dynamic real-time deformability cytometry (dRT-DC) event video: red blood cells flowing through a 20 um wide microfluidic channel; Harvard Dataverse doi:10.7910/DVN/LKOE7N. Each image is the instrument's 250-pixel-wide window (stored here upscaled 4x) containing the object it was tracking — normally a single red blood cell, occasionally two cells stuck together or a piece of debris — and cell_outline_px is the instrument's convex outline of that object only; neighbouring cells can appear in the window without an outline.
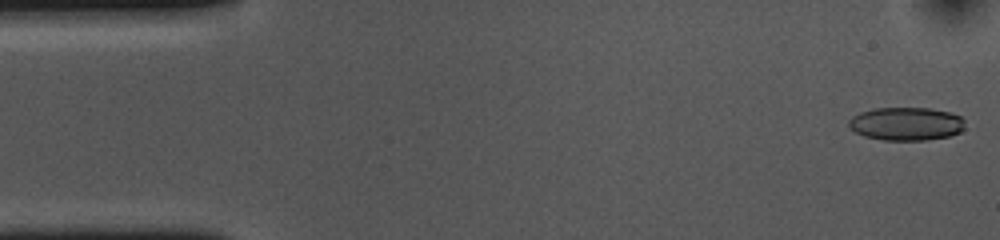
{"species": "common noctule bat (a hibernating species)", "species_latin": "Nyctalus noctula", "temperature_condition": "cold", "stored_images_in_passage": 53, "camera_frame_rate_fps": 3000, "um_per_image_px": 0.085, "animal": {"sex": "female", "body_mass_g": 10.0, "forearm_length_mm": 53.1}, "frame": {"image": 1, "passage_image": 1, "time_ms": 0.0, "image_size_px": [1000, 240], "cell_outline_px": [[964, 128], [960, 132], [948, 136], [928, 140], [884, 140], [864, 136], [856, 132], [848, 124], [848, 120], [852, 116], [860, 112], [872, 108], [928, 108], [948, 112], [960, 116], [964, 120]], "centroid_in_image_um": [77.02, 10.52], "position_along_channel_um": 8.0, "area_um2": 22.48}}
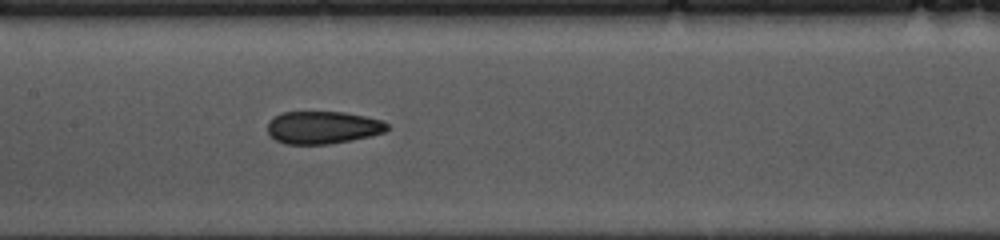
{"frame": {"image": 2, "passage_image": 24, "time_ms": 7.667, "image_size_px": [1000, 240], "cell_outline_px": [[388, 128], [384, 132], [352, 140], [328, 144], [284, 144], [276, 140], [268, 132], [268, 120], [280, 112], [344, 112], [384, 120], [388, 124]], "centroid_in_image_um": [27.42, 10.83], "position_along_channel_um": 180.0, "area_um2": 22.77}}
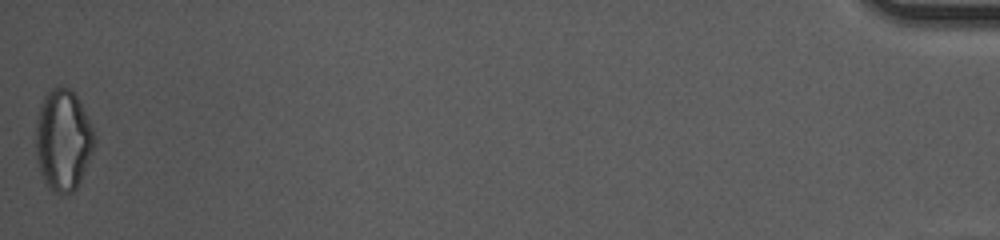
{"frame": {"image": 3, "passage_image": 53, "time_ms": 17.333, "image_size_px": [1000, 240], "cell_outline_px": [[96, 140], [92, 152], [80, 180], [76, 188], [72, 192], [64, 196], [60, 196], [48, 188], [40, 172], [36, 160], [36, 124], [40, 104], [44, 96], [52, 88], [72, 88], [96, 136]], "centroid_in_image_um": [5.34, 11.95], "position_along_channel_um": 429.9, "area_um2": 34.51}, "authors_computed_cell_mechanics": {"area_um2": 23.4668, "velocity_mm_per_s": 3.6562, "shape_relaxation_time_tau1_ms": 6.219, "shape_relaxation_time_tau2_ms": 2.7941, "deformation_change_tau1": 0.145, "deformation_change_tau2": 0.1071}}